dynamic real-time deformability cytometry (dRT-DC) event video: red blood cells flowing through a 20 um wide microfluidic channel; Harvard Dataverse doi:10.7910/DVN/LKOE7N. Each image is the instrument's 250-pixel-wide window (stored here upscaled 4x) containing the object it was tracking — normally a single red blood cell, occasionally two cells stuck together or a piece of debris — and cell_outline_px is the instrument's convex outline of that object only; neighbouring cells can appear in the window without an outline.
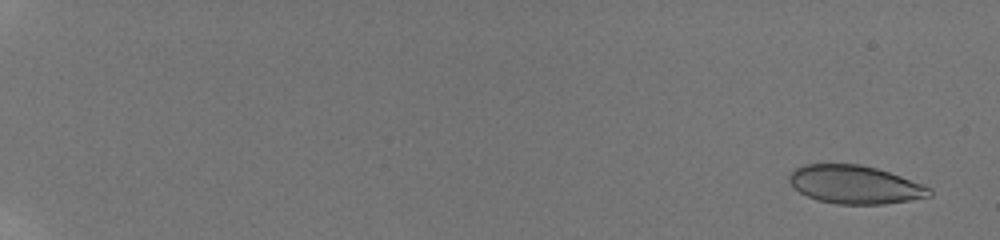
{"species": "human", "species_latin": "Homo sapiens", "temperature_condition": "room temperature", "stored_images_in_passage": 36, "camera_frame_rate_fps": 3000, "um_per_image_px": 0.085, "donor": {"sex": "male"}, "frame": {"image": 1, "passage_image": 3, "time_ms": 0.667, "image_size_px": [1000, 240], "cell_outline_px": [[932, 196], [884, 204], [836, 204], [816, 200], [800, 192], [788, 180], [788, 176], [796, 168], [804, 164], [860, 164], [876, 168], [924, 184], [932, 188]], "centroid_in_image_um": [72.68, 15.69], "position_along_channel_um": 12.3, "area_um2": 31.21}}
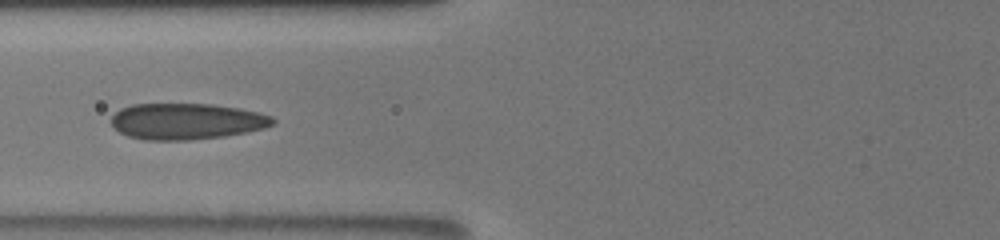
{"frame": {"image": 2, "passage_image": 26, "time_ms": 9.0, "image_size_px": [1000, 240], "cell_outline_px": [[276, 120], [272, 124], [264, 128], [248, 132], [224, 136], [188, 140], [144, 140], [128, 136], [120, 132], [112, 124], [112, 116], [120, 108], [132, 104], [212, 104], [240, 108], [260, 112], [272, 116]], "centroid_in_image_um": [15.88, 10.31], "position_along_channel_um": 109.9, "area_um2": 34.16}}
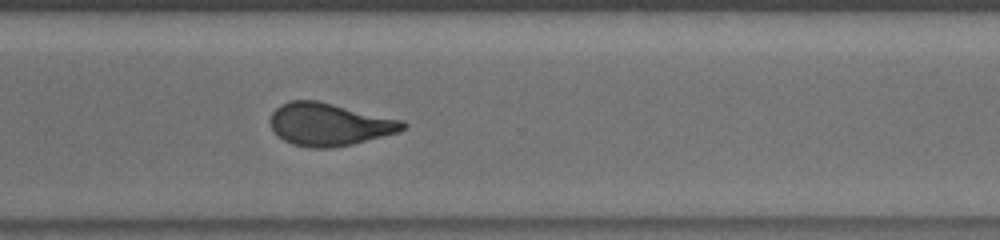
{"frame": {"image": 3, "passage_image": 36, "time_ms": 15.0, "image_size_px": [1000, 240], "cell_outline_px": [[408, 124], [400, 132], [352, 144], [332, 148], [308, 148], [292, 144], [276, 136], [268, 120], [272, 112], [280, 104], [288, 100], [316, 100], [404, 120]], "centroid_in_image_um": [27.97, 10.57], "position_along_channel_um": 342.6, "area_um2": 33.29}}